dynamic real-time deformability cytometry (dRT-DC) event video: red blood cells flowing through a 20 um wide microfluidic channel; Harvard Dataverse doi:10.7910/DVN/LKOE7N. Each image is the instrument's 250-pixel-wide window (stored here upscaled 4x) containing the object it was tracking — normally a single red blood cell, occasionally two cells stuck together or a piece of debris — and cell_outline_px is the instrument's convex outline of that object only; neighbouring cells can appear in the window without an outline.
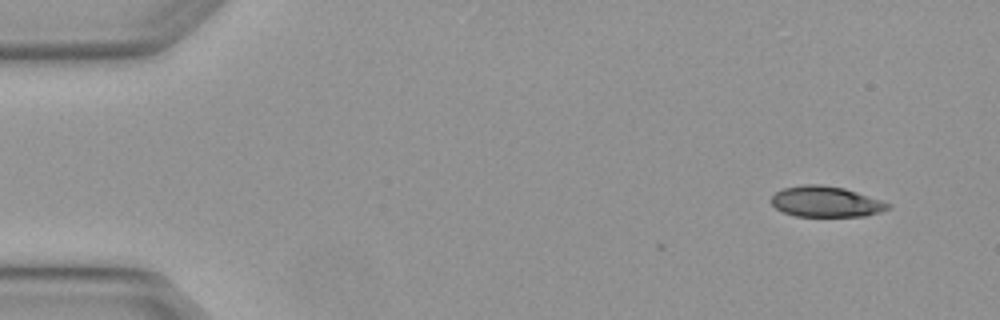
{"species": "Egyptian fruit bat (a non-hibernating species)", "species_latin": "Rousettus aegyptiacus", "temperature_condition": "warm", "stored_images_in_passage": 2, "camera_frame_rate_fps": 3000, "um_per_image_px": 0.085, "animal": {"sex": "female"}, "frame": {"image": 1, "passage_image": 2, "time_ms": 0.333, "image_size_px": [1000, 320], "cell_outline_px": [[892, 208], [880, 212], [864, 216], [796, 216], [784, 212], [776, 208], [772, 204], [772, 196], [776, 192], [784, 188], [804, 184], [820, 184], [844, 188], [892, 204]], "centroid_in_image_um": [70.22, 17.14], "position_along_channel_um": 14.8, "area_um2": 20.75}}